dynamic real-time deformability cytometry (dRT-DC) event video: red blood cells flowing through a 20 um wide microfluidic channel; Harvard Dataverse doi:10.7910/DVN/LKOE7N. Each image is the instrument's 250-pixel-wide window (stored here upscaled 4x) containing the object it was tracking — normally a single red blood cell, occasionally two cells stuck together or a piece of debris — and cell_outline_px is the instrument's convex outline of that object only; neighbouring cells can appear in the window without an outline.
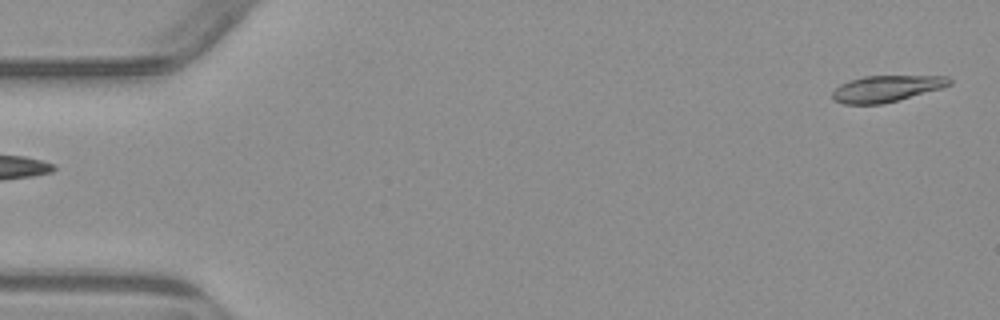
{"species": "common noctule bat (a hibernating species)", "species_latin": "Nyctalus noctula", "temperature_condition": "warm", "stored_images_in_passage": 5, "segment_of_instrument_passage": [2, 2], "camera_frame_rate_fps": 3000, "um_per_image_px": 0.085, "animal": {"sex": "male", "body_mass_g": 23.1, "forearm_length_mm": 52.7}, "frame": {"image": 1, "passage_image": 5, "time_ms": 5.0, "image_size_px": [1000, 320], "cell_outline_px": [[952, 84], [940, 88], [884, 104], [844, 104], [832, 100], [832, 92], [840, 84], [848, 80], [864, 76], [948, 76], [952, 80]], "centroid_in_image_um": [75.31, 7.53], "position_along_channel_um": 9.7, "area_um2": 17.98}}